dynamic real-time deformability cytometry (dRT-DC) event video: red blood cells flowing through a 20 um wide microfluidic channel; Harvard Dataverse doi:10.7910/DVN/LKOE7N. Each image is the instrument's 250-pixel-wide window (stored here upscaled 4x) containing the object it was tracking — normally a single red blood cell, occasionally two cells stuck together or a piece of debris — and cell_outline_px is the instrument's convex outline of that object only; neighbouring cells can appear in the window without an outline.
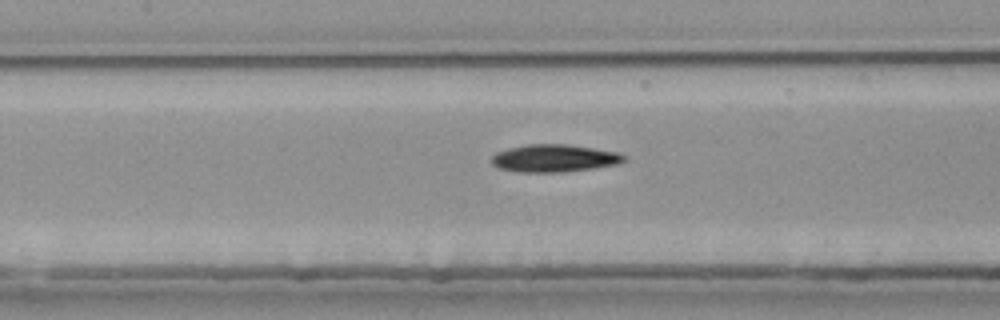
{"species": "common noctule bat (a hibernating species)", "species_latin": "Nyctalus noctula", "temperature_condition": "room temperature", "stored_images_in_passage": 29, "camera_frame_rate_fps": 3000, "um_per_image_px": 0.085, "animal": {"sex": "female", "body_mass_g": 25.1}, "frame": {"image": 1, "passage_image": 9, "time_ms": 2.667, "image_size_px": [1000, 320], "cell_outline_px": [[628, 160], [616, 164], [592, 168], [564, 172], [520, 172], [500, 168], [492, 164], [488, 160], [496, 152], [508, 148], [528, 144], [564, 144], [620, 152], [628, 156]], "centroid_in_image_um": [47.12, 13.45], "position_along_channel_um": 160.3, "area_um2": 21.39}}